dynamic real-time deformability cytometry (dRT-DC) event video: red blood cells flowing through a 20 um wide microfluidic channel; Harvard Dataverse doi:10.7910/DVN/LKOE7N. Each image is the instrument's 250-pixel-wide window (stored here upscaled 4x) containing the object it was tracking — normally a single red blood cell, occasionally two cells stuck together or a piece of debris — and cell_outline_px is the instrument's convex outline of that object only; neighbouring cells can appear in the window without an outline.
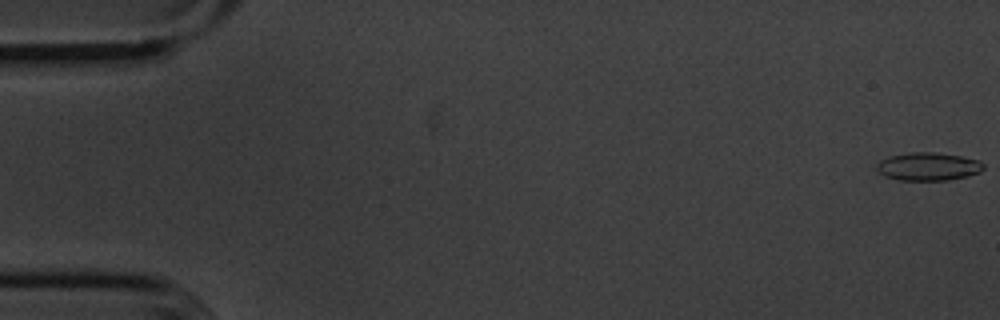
{"species": "common noctule bat (a hibernating species)", "species_latin": "Nyctalus noctula", "temperature_condition": "cold", "stored_images_in_passage": 12, "camera_frame_rate_fps": 3000, "um_per_image_px": 0.085, "animal": {"sex": "male", "body_mass_g": 20.1, "forearm_length_mm": 53.5}, "frame": {"image": 1, "passage_image": 1, "time_ms": 0.0, "image_size_px": [1000, 320], "cell_outline_px": [[984, 168], [980, 172], [968, 176], [948, 180], [900, 180], [888, 176], [880, 172], [876, 168], [876, 164], [880, 160], [888, 156], [912, 152], [936, 152], [960, 156], [980, 160], [984, 164]], "centroid_in_image_um": [78.93, 14.14], "position_along_channel_um": 6.1, "area_um2": 17.46}}